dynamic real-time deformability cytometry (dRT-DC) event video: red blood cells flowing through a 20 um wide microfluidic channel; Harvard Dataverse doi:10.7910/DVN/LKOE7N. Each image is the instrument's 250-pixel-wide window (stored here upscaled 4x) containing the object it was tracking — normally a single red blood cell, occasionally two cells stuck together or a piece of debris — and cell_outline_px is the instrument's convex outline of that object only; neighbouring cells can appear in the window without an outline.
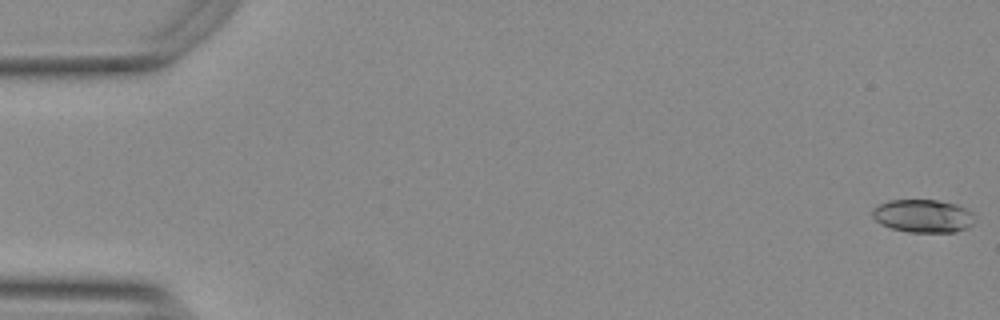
{"species": "Egyptian fruit bat (a non-hibernating species)", "species_latin": "Rousettus aegyptiacus", "temperature_condition": "warm", "stored_images_in_passage": 12, "camera_frame_rate_fps": 3000, "um_per_image_px": 0.085, "animal": {"sex": "female"}, "frame": {"image": 1, "passage_image": 1, "time_ms": 0.0, "image_size_px": [1000, 320], "cell_outline_px": [[972, 224], [968, 228], [956, 232], [908, 232], [892, 228], [876, 220], [872, 216], [872, 208], [880, 204], [892, 200], [936, 200], [956, 204], [972, 212]], "centroid_in_image_um": [78.46, 18.36], "position_along_channel_um": 6.5, "area_um2": 19.48}}